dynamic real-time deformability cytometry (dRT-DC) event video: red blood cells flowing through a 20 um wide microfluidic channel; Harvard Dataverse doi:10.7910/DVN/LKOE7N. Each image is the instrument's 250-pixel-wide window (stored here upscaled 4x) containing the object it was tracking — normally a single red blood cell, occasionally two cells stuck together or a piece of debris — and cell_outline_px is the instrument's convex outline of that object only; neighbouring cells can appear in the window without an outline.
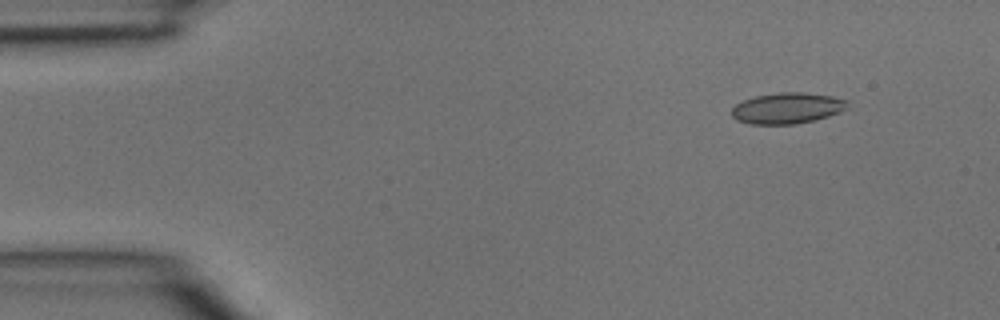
{"species": "common noctule bat (a hibernating species)", "species_latin": "Nyctalus noctula", "temperature_condition": "room temperature", "stored_images_in_passage": 3, "camera_frame_rate_fps": 3000, "um_per_image_px": 0.085, "animal": {"sex": "male", "body_mass_g": 15.6}, "frame": {"image": 1, "passage_image": 1, "time_ms": 0.0, "image_size_px": [1000, 320], "cell_outline_px": [[848, 108], [840, 112], [828, 116], [796, 124], [752, 124], [736, 120], [732, 116], [732, 108], [736, 104], [744, 100], [756, 96], [780, 92], [804, 92], [832, 96], [848, 100]], "centroid_in_image_um": [66.93, 9.19], "position_along_channel_um": 18.1, "area_um2": 20.87}}